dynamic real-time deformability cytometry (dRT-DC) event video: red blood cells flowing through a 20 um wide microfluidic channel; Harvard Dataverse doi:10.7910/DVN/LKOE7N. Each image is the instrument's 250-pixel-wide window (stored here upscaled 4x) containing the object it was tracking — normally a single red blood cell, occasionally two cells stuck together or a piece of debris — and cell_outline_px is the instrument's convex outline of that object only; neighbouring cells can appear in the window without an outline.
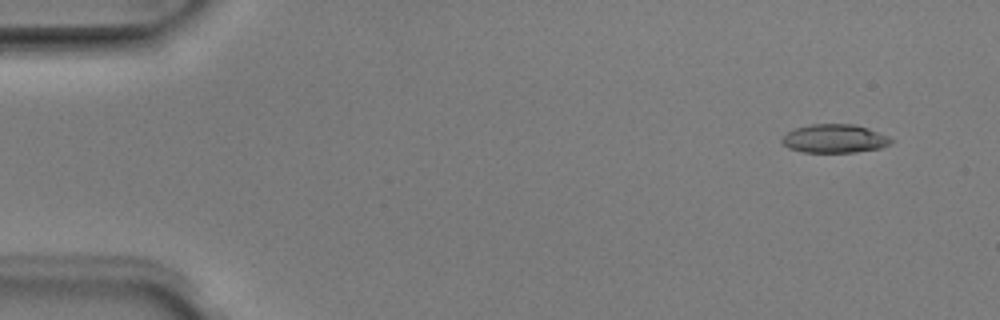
{"species": "Egyptian fruit bat (a non-hibernating species)", "species_latin": "Rousettus aegyptiacus", "temperature_condition": "room temperature", "stored_images_in_passage": 51, "camera_frame_rate_fps": 3000, "um_per_image_px": 0.085, "animal": {"sex": "male"}, "frame": {"image": 1, "passage_image": 4, "time_ms": 1.0, "image_size_px": [1000, 320], "cell_outline_px": [[892, 140], [888, 144], [880, 148], [856, 152], [800, 152], [788, 148], [780, 140], [788, 132], [796, 128], [812, 124], [856, 124], [868, 128], [888, 136]], "centroid_in_image_um": [70.92, 11.78], "position_along_channel_um": 14.1, "area_um2": 18.03}}
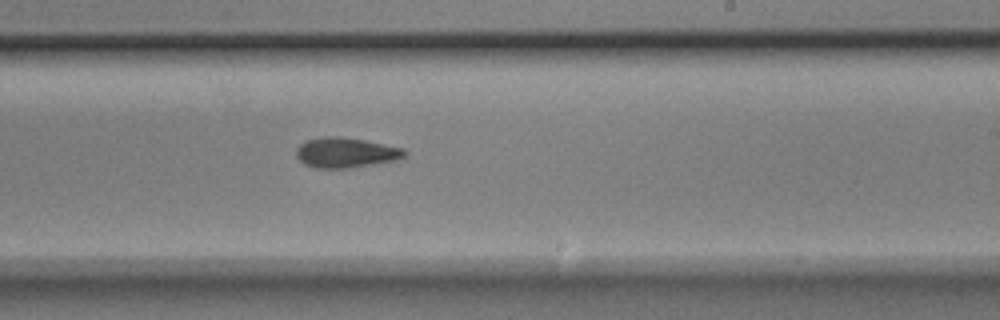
{"frame": {"image": 2, "passage_image": 31, "time_ms": 10.0, "image_size_px": [1000, 320], "cell_outline_px": [[408, 152], [400, 160], [352, 168], [316, 168], [304, 164], [296, 156], [296, 148], [304, 140], [324, 136], [340, 136], [364, 140], [404, 148]], "centroid_in_image_um": [29.4, 12.97], "position_along_channel_um": 259.6, "area_um2": 19.36}}
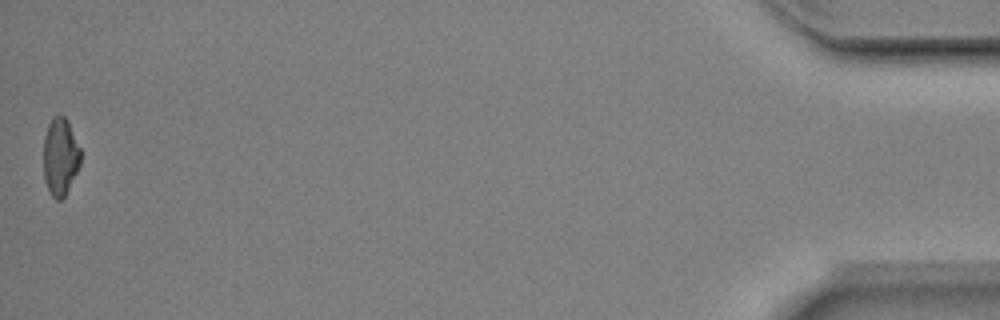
{"frame": {"image": 3, "passage_image": 51, "time_ms": 16.667, "image_size_px": [1000, 320], "cell_outline_px": [[80, 164], [64, 196], [60, 200], [56, 200], [52, 196], [48, 188], [44, 176], [44, 136], [48, 124], [52, 116], [64, 116], [68, 120], [80, 148]], "centroid_in_image_um": [5.12, 13.28], "position_along_channel_um": 430.1, "area_um2": 16.53}, "authors_computed_cell_mechanics": {"area_um2": 18.3226, "velocity_mm_per_s": 3.9843, "shape_relaxation_time_tau1_ms": 2.927, "shape_relaxation_time_tau2_ms": 6.8303, "deformation_change_tau1": 0.1294, "deformation_change_tau2": 0.1766}}